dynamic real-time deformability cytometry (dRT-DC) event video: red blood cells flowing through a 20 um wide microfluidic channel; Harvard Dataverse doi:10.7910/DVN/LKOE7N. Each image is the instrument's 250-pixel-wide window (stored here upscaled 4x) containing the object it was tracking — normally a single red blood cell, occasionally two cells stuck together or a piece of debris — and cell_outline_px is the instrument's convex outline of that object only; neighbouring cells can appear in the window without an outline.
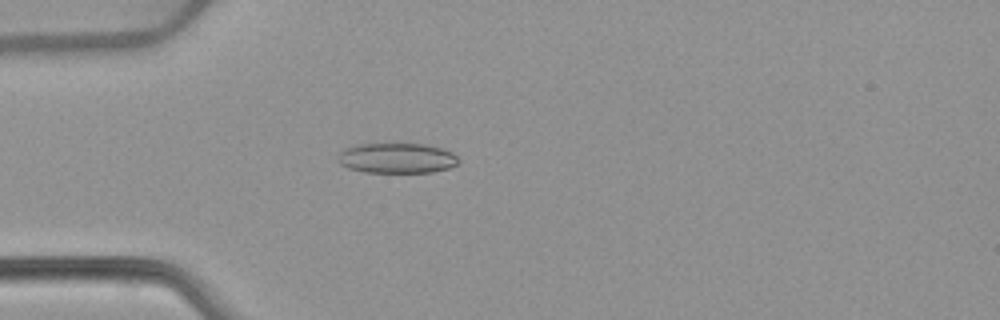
{"species": "common noctule bat (a hibernating species)", "species_latin": "Nyctalus noctula", "temperature_condition": "warm", "stored_images_in_passage": 52, "camera_frame_rate_fps": 3000, "um_per_image_px": 0.085, "animal": {"sex": "female", "body_mass_g": 22.7, "forearm_length_mm": 54.2}, "frame": {"image": 1, "passage_image": 15, "time_ms": 4.667, "image_size_px": [1000, 320], "cell_outline_px": [[460, 160], [456, 164], [448, 168], [432, 172], [364, 172], [348, 168], [340, 164], [336, 160], [340, 152], [344, 148], [356, 144], [424, 144], [444, 148], [452, 152]], "centroid_in_image_um": [33.71, 13.43], "position_along_channel_um": 51.3, "area_um2": 21.33}}
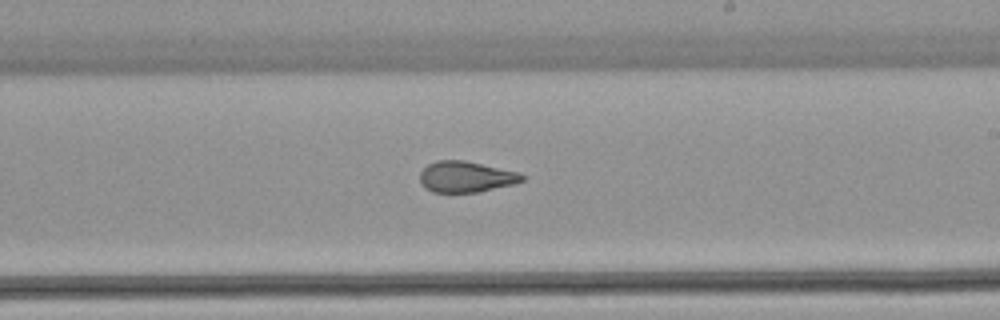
{"frame": {"image": 2, "passage_image": 31, "time_ms": 10.0, "image_size_px": [1000, 320], "cell_outline_px": [[524, 180], [512, 184], [476, 192], [432, 192], [424, 188], [420, 180], [420, 172], [428, 164], [436, 160], [464, 160], [520, 172], [524, 176]], "centroid_in_image_um": [39.58, 15.02], "position_along_channel_um": 249.4, "area_um2": 18.38}}
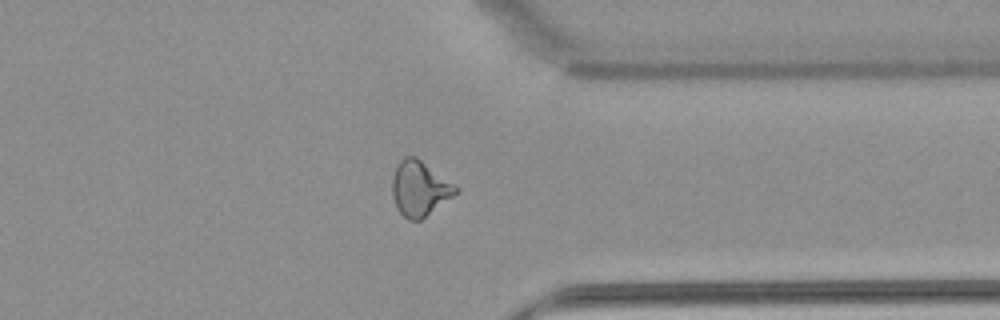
{"frame": {"image": 3, "passage_image": 41, "time_ms": 13.333, "image_size_px": [1000, 320], "cell_outline_px": [[460, 188], [452, 196], [420, 220], [408, 220], [396, 208], [392, 196], [392, 176], [400, 160], [404, 156], [416, 156]], "centroid_in_image_um": [35.63, 16.0], "position_along_channel_um": 375.8, "area_um2": 20.17}, "authors_computed_cell_mechanics": {"area_um2": 20.6924, "velocity_mm_per_s": 3.9119, "shape_relaxation_time_tau1_ms": null, "shape_relaxation_time_tau2_ms": 1.6045, "deformation_change_tau1": null, "deformation_change_tau2": 0.0847}}